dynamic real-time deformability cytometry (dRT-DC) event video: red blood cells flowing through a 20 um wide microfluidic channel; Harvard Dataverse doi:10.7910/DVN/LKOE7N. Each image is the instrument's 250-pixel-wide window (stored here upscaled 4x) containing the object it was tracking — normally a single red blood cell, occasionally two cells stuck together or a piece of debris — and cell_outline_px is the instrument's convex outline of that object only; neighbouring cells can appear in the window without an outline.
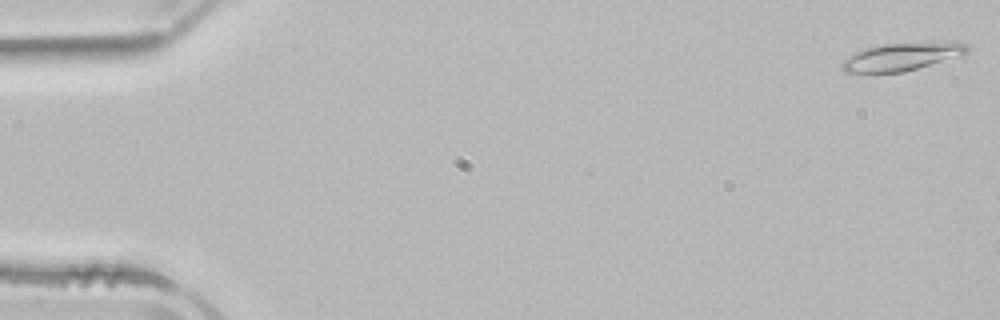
{"species": "common noctule bat (a hibernating species)", "species_latin": "Nyctalus noctula", "temperature_condition": "room temperature", "stored_images_in_passage": 52, "camera_frame_rate_fps": 3000, "um_per_image_px": 0.085, "animal": {"sex": "male", "body_mass_g": 21.5, "forearm_length_mm": 52.0}, "frame": {"image": 1, "passage_image": 1, "time_ms": 0.0, "image_size_px": [1000, 320], "cell_outline_px": [[968, 52], [904, 72], [844, 72], [840, 68], [840, 64], [848, 56], [864, 48], [884, 44], [968, 44]], "centroid_in_image_um": [76.47, 4.86], "position_along_channel_um": 8.5, "area_um2": 19.07}}
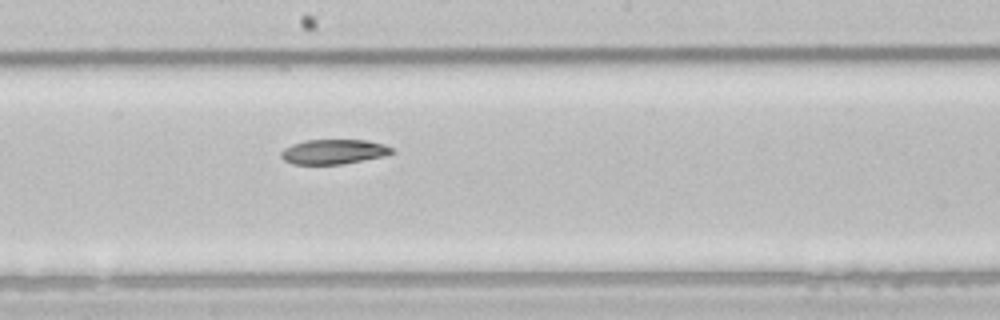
{"frame": {"image": 2, "passage_image": 28, "time_ms": 9.0, "image_size_px": [1000, 320], "cell_outline_px": [[396, 152], [384, 156], [340, 164], [292, 164], [284, 160], [280, 156], [280, 152], [284, 148], [292, 144], [304, 140], [368, 140], [384, 144], [392, 148]], "centroid_in_image_um": [28.35, 12.89], "position_along_channel_um": 219.9, "area_um2": 16.01}}
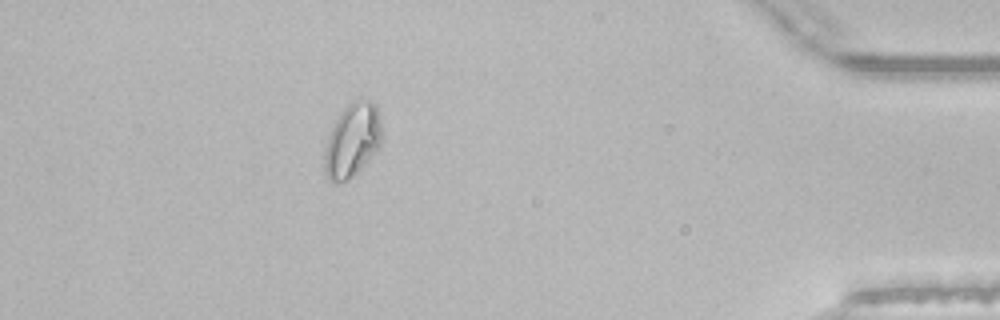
{"frame": {"image": 3, "passage_image": 46, "time_ms": 15.0, "image_size_px": [1000, 320], "cell_outline_px": [[384, 136], [380, 148], [348, 180], [336, 184], [332, 184], [328, 180], [324, 172], [324, 148], [328, 136], [340, 112], [348, 104], [356, 100], [368, 100], [376, 104]], "centroid_in_image_um": [29.95, 11.95], "position_along_channel_um": 405.2, "area_um2": 24.97}, "authors_computed_cell_mechanics": {"area_um2": 18.4671, "velocity_mm_per_s": 3.9241, "shape_relaxation_time_tau1_ms": 6.3563, "shape_relaxation_time_tau2_ms": null, "deformation_change_tau1": 0.1409, "deformation_change_tau2": null}}